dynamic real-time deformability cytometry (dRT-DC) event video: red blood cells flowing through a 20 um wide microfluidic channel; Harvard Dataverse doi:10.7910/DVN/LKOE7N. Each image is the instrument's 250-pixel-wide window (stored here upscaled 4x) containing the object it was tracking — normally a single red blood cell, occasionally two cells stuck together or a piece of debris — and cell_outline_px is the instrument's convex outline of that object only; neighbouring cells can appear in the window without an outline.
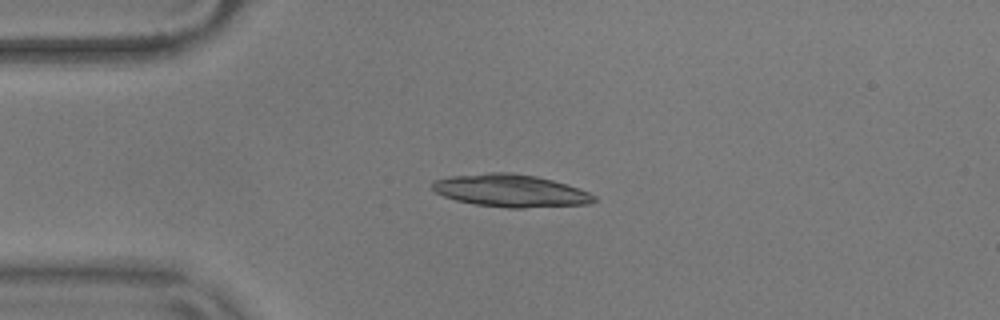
{"species": "common noctule bat (a hibernating species)", "species_latin": "Nyctalus noctula", "temperature_condition": "warm", "stored_images_in_passage": 43, "camera_frame_rate_fps": 3000, "um_per_image_px": 0.085, "animal": {"sex": "male", "body_mass_g": 17.9}, "frame": {"image": 1, "passage_image": 1, "time_ms": 0.0, "image_size_px": [1000, 320], "cell_outline_px": [[596, 200], [588, 204], [524, 208], [508, 208], [476, 204], [456, 200], [444, 196], [436, 192], [432, 188], [432, 180], [448, 176], [488, 172], [508, 172], [536, 176], [552, 180], [588, 192], [596, 196]], "centroid_in_image_um": [43.36, 16.2], "position_along_channel_um": 41.6, "area_um2": 30.58}}